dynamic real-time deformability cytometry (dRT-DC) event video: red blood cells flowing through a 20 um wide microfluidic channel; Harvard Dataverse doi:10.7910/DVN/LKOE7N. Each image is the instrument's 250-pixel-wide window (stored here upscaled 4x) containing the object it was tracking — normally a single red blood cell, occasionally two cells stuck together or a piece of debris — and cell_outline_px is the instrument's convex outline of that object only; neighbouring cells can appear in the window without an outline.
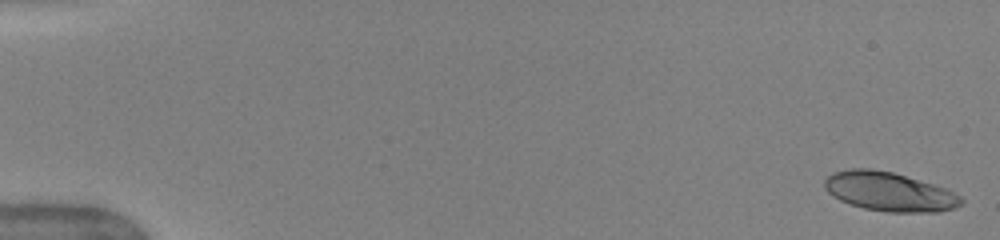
{"species": "human", "species_latin": "Homo sapiens", "temperature_condition": "warm", "stored_images_in_passage": 50, "camera_frame_rate_fps": 3000, "um_per_image_px": 0.085, "donor": {"sex": "female"}, "frame": {"image": 1, "passage_image": 1, "time_ms": 0.0, "image_size_px": [1000, 240], "cell_outline_px": [[964, 204], [956, 208], [940, 212], [888, 212], [864, 208], [840, 200], [832, 196], [824, 188], [824, 180], [832, 172], [852, 168], [872, 168], [892, 172], [932, 184], [944, 188], [960, 196], [964, 200]], "centroid_in_image_um": [75.58, 16.29], "position_along_channel_um": 9.4, "area_um2": 31.1}}
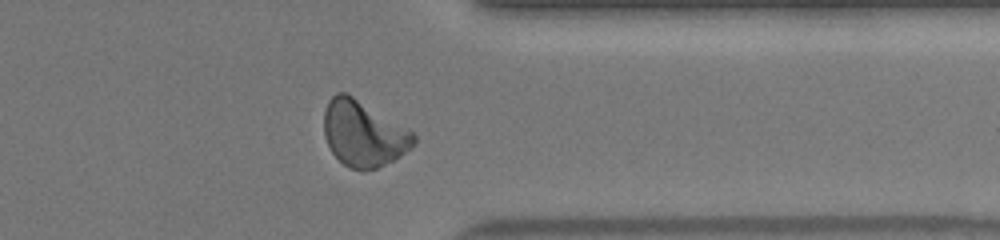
{"frame": {"image": 2, "passage_image": 41, "time_ms": 13.333, "image_size_px": [1000, 240], "cell_outline_px": [[416, 144], [400, 156], [376, 168], [348, 168], [332, 152], [324, 136], [324, 112], [328, 100], [336, 92], [348, 92], [412, 132], [416, 136]], "centroid_in_image_um": [30.87, 11.32], "position_along_channel_um": 380.5, "area_um2": 33.99}}
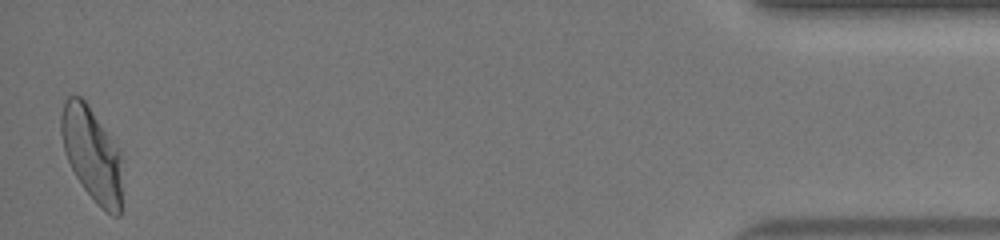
{"frame": {"image": 3, "passage_image": 50, "time_ms": 16.333, "image_size_px": [1000, 240], "cell_outline_px": [[120, 216], [112, 216], [84, 188], [76, 176], [68, 160], [64, 148], [60, 132], [60, 116], [64, 100], [68, 96], [80, 96], [84, 100], [120, 152]], "centroid_in_image_um": [7.76, 13.05], "position_along_channel_um": 427.4, "area_um2": 32.19}, "authors_computed_cell_mechanics": {"area_um2": 32.1946, "velocity_mm_per_s": 4.0271, "shape_relaxation_time_tau1_ms": 4.5218, "shape_relaxation_time_tau2_ms": 1.1575, "deformation_change_tau1": 0.207, "deformation_change_tau2": 0.0743}}